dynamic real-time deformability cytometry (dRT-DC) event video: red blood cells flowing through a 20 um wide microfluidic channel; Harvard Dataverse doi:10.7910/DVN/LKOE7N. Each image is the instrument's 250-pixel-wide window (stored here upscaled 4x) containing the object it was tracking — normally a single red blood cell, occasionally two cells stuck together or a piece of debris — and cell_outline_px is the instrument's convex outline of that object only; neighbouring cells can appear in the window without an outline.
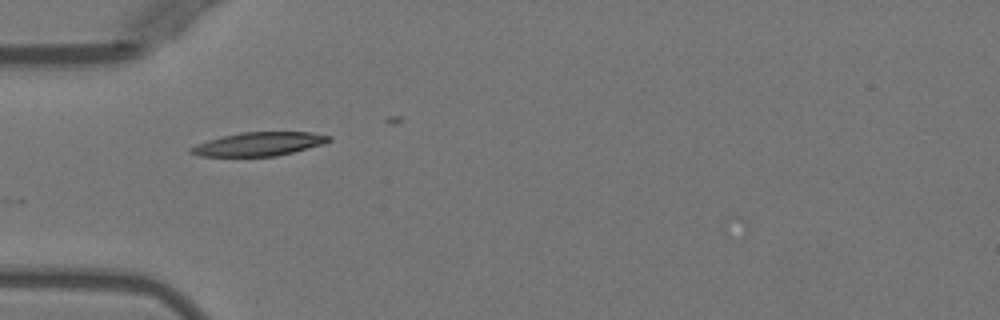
{"species": "Egyptian fruit bat (a non-hibernating species)", "species_latin": "Rousettus aegyptiacus", "temperature_condition": "warm", "stored_images_in_passage": 4, "camera_frame_rate_fps": 3000, "um_per_image_px": 0.085, "animal": {"sex": "female"}, "frame": {"image": 1, "passage_image": 3, "time_ms": 2.333, "image_size_px": [1000, 320], "cell_outline_px": [[332, 140], [324, 144], [276, 156], [200, 156], [188, 152], [188, 148], [196, 144], [208, 140], [240, 132], [312, 132], [332, 136]], "centroid_in_image_um": [22.02, 12.24], "position_along_channel_um": 63.0, "area_um2": 19.02}}